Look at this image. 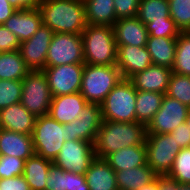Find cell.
<instances>
[{
    "label": "cell",
    "instance_id": "f1b7e54d",
    "mask_svg": "<svg viewBox=\"0 0 190 190\" xmlns=\"http://www.w3.org/2000/svg\"><path fill=\"white\" fill-rule=\"evenodd\" d=\"M29 72L18 50L0 52V79L22 80Z\"/></svg>",
    "mask_w": 190,
    "mask_h": 190
},
{
    "label": "cell",
    "instance_id": "52a82bcc",
    "mask_svg": "<svg viewBox=\"0 0 190 190\" xmlns=\"http://www.w3.org/2000/svg\"><path fill=\"white\" fill-rule=\"evenodd\" d=\"M52 95L43 71H30L22 79L20 103L35 117L48 115Z\"/></svg>",
    "mask_w": 190,
    "mask_h": 190
},
{
    "label": "cell",
    "instance_id": "5b68a950",
    "mask_svg": "<svg viewBox=\"0 0 190 190\" xmlns=\"http://www.w3.org/2000/svg\"><path fill=\"white\" fill-rule=\"evenodd\" d=\"M31 136L35 154L53 162L66 141V124L49 115L36 117Z\"/></svg>",
    "mask_w": 190,
    "mask_h": 190
},
{
    "label": "cell",
    "instance_id": "7402d4cb",
    "mask_svg": "<svg viewBox=\"0 0 190 190\" xmlns=\"http://www.w3.org/2000/svg\"><path fill=\"white\" fill-rule=\"evenodd\" d=\"M90 190H118L116 173L105 159L96 157L85 172Z\"/></svg>",
    "mask_w": 190,
    "mask_h": 190
},
{
    "label": "cell",
    "instance_id": "f35d334b",
    "mask_svg": "<svg viewBox=\"0 0 190 190\" xmlns=\"http://www.w3.org/2000/svg\"><path fill=\"white\" fill-rule=\"evenodd\" d=\"M140 0H113L116 18L136 17Z\"/></svg>",
    "mask_w": 190,
    "mask_h": 190
},
{
    "label": "cell",
    "instance_id": "4316f807",
    "mask_svg": "<svg viewBox=\"0 0 190 190\" xmlns=\"http://www.w3.org/2000/svg\"><path fill=\"white\" fill-rule=\"evenodd\" d=\"M163 96V93L136 90V122L147 127L160 109Z\"/></svg>",
    "mask_w": 190,
    "mask_h": 190
},
{
    "label": "cell",
    "instance_id": "8fae6325",
    "mask_svg": "<svg viewBox=\"0 0 190 190\" xmlns=\"http://www.w3.org/2000/svg\"><path fill=\"white\" fill-rule=\"evenodd\" d=\"M85 63L66 64L56 67H45L52 97L80 92Z\"/></svg>",
    "mask_w": 190,
    "mask_h": 190
},
{
    "label": "cell",
    "instance_id": "44dd1931",
    "mask_svg": "<svg viewBox=\"0 0 190 190\" xmlns=\"http://www.w3.org/2000/svg\"><path fill=\"white\" fill-rule=\"evenodd\" d=\"M34 154L31 135L0 128V155L15 156L26 161Z\"/></svg>",
    "mask_w": 190,
    "mask_h": 190
},
{
    "label": "cell",
    "instance_id": "ac0fdd59",
    "mask_svg": "<svg viewBox=\"0 0 190 190\" xmlns=\"http://www.w3.org/2000/svg\"><path fill=\"white\" fill-rule=\"evenodd\" d=\"M3 25L22 43L31 38L42 25V16L38 8L17 10Z\"/></svg>",
    "mask_w": 190,
    "mask_h": 190
},
{
    "label": "cell",
    "instance_id": "4fadbf2b",
    "mask_svg": "<svg viewBox=\"0 0 190 190\" xmlns=\"http://www.w3.org/2000/svg\"><path fill=\"white\" fill-rule=\"evenodd\" d=\"M102 121L101 105L87 103L80 115L66 124V141L82 140L94 144Z\"/></svg>",
    "mask_w": 190,
    "mask_h": 190
},
{
    "label": "cell",
    "instance_id": "e0dca14e",
    "mask_svg": "<svg viewBox=\"0 0 190 190\" xmlns=\"http://www.w3.org/2000/svg\"><path fill=\"white\" fill-rule=\"evenodd\" d=\"M171 74L172 69L152 64L144 71L133 75L129 80L138 91L166 94Z\"/></svg>",
    "mask_w": 190,
    "mask_h": 190
},
{
    "label": "cell",
    "instance_id": "30bf717a",
    "mask_svg": "<svg viewBox=\"0 0 190 190\" xmlns=\"http://www.w3.org/2000/svg\"><path fill=\"white\" fill-rule=\"evenodd\" d=\"M95 158L94 144L82 140H69L64 142L52 163L64 171L85 174Z\"/></svg>",
    "mask_w": 190,
    "mask_h": 190
},
{
    "label": "cell",
    "instance_id": "cb8c5ba5",
    "mask_svg": "<svg viewBox=\"0 0 190 190\" xmlns=\"http://www.w3.org/2000/svg\"><path fill=\"white\" fill-rule=\"evenodd\" d=\"M146 47L154 65L172 69L176 54L177 37L148 36Z\"/></svg>",
    "mask_w": 190,
    "mask_h": 190
},
{
    "label": "cell",
    "instance_id": "8992f818",
    "mask_svg": "<svg viewBox=\"0 0 190 190\" xmlns=\"http://www.w3.org/2000/svg\"><path fill=\"white\" fill-rule=\"evenodd\" d=\"M102 119L136 122V89L129 79H121L100 104Z\"/></svg>",
    "mask_w": 190,
    "mask_h": 190
},
{
    "label": "cell",
    "instance_id": "f6af8a7d",
    "mask_svg": "<svg viewBox=\"0 0 190 190\" xmlns=\"http://www.w3.org/2000/svg\"><path fill=\"white\" fill-rule=\"evenodd\" d=\"M17 9L14 8L8 0H0V25L14 13Z\"/></svg>",
    "mask_w": 190,
    "mask_h": 190
},
{
    "label": "cell",
    "instance_id": "1f68e13d",
    "mask_svg": "<svg viewBox=\"0 0 190 190\" xmlns=\"http://www.w3.org/2000/svg\"><path fill=\"white\" fill-rule=\"evenodd\" d=\"M166 95L175 98L190 108V76L172 72Z\"/></svg>",
    "mask_w": 190,
    "mask_h": 190
},
{
    "label": "cell",
    "instance_id": "ee69618b",
    "mask_svg": "<svg viewBox=\"0 0 190 190\" xmlns=\"http://www.w3.org/2000/svg\"><path fill=\"white\" fill-rule=\"evenodd\" d=\"M17 10L37 9L42 0H8Z\"/></svg>",
    "mask_w": 190,
    "mask_h": 190
},
{
    "label": "cell",
    "instance_id": "d4e9b609",
    "mask_svg": "<svg viewBox=\"0 0 190 190\" xmlns=\"http://www.w3.org/2000/svg\"><path fill=\"white\" fill-rule=\"evenodd\" d=\"M118 190H138L150 184L157 178V174L149 165L115 171Z\"/></svg>",
    "mask_w": 190,
    "mask_h": 190
},
{
    "label": "cell",
    "instance_id": "7bdbcfd3",
    "mask_svg": "<svg viewBox=\"0 0 190 190\" xmlns=\"http://www.w3.org/2000/svg\"><path fill=\"white\" fill-rule=\"evenodd\" d=\"M67 190H90L86 182L85 174H76L68 171Z\"/></svg>",
    "mask_w": 190,
    "mask_h": 190
},
{
    "label": "cell",
    "instance_id": "9c48e42d",
    "mask_svg": "<svg viewBox=\"0 0 190 190\" xmlns=\"http://www.w3.org/2000/svg\"><path fill=\"white\" fill-rule=\"evenodd\" d=\"M84 63L81 34L53 33L45 67Z\"/></svg>",
    "mask_w": 190,
    "mask_h": 190
},
{
    "label": "cell",
    "instance_id": "836d02e7",
    "mask_svg": "<svg viewBox=\"0 0 190 190\" xmlns=\"http://www.w3.org/2000/svg\"><path fill=\"white\" fill-rule=\"evenodd\" d=\"M22 80L0 79V110L20 102Z\"/></svg>",
    "mask_w": 190,
    "mask_h": 190
},
{
    "label": "cell",
    "instance_id": "5bb4252c",
    "mask_svg": "<svg viewBox=\"0 0 190 190\" xmlns=\"http://www.w3.org/2000/svg\"><path fill=\"white\" fill-rule=\"evenodd\" d=\"M53 33L48 26L42 24L31 38L20 44L18 51L30 71H42L45 68Z\"/></svg>",
    "mask_w": 190,
    "mask_h": 190
},
{
    "label": "cell",
    "instance_id": "9a60e30c",
    "mask_svg": "<svg viewBox=\"0 0 190 190\" xmlns=\"http://www.w3.org/2000/svg\"><path fill=\"white\" fill-rule=\"evenodd\" d=\"M152 64L153 61L146 46L117 45L116 66L123 79H130Z\"/></svg>",
    "mask_w": 190,
    "mask_h": 190
},
{
    "label": "cell",
    "instance_id": "7dc6e473",
    "mask_svg": "<svg viewBox=\"0 0 190 190\" xmlns=\"http://www.w3.org/2000/svg\"><path fill=\"white\" fill-rule=\"evenodd\" d=\"M138 190H158V176L157 178L152 181L150 184H147L145 186H142Z\"/></svg>",
    "mask_w": 190,
    "mask_h": 190
},
{
    "label": "cell",
    "instance_id": "6da1fadb",
    "mask_svg": "<svg viewBox=\"0 0 190 190\" xmlns=\"http://www.w3.org/2000/svg\"><path fill=\"white\" fill-rule=\"evenodd\" d=\"M38 9L54 33L81 34L87 26L83 0H42Z\"/></svg>",
    "mask_w": 190,
    "mask_h": 190
},
{
    "label": "cell",
    "instance_id": "ba28073f",
    "mask_svg": "<svg viewBox=\"0 0 190 190\" xmlns=\"http://www.w3.org/2000/svg\"><path fill=\"white\" fill-rule=\"evenodd\" d=\"M145 146L147 165L158 176L168 175L173 167L176 155L182 149L169 133L147 134Z\"/></svg>",
    "mask_w": 190,
    "mask_h": 190
},
{
    "label": "cell",
    "instance_id": "3957f363",
    "mask_svg": "<svg viewBox=\"0 0 190 190\" xmlns=\"http://www.w3.org/2000/svg\"><path fill=\"white\" fill-rule=\"evenodd\" d=\"M81 36L85 64L116 65L117 44L113 27L87 24Z\"/></svg>",
    "mask_w": 190,
    "mask_h": 190
},
{
    "label": "cell",
    "instance_id": "ab89813d",
    "mask_svg": "<svg viewBox=\"0 0 190 190\" xmlns=\"http://www.w3.org/2000/svg\"><path fill=\"white\" fill-rule=\"evenodd\" d=\"M21 42L4 25H0V52H10L18 50Z\"/></svg>",
    "mask_w": 190,
    "mask_h": 190
},
{
    "label": "cell",
    "instance_id": "d6986e66",
    "mask_svg": "<svg viewBox=\"0 0 190 190\" xmlns=\"http://www.w3.org/2000/svg\"><path fill=\"white\" fill-rule=\"evenodd\" d=\"M117 45L146 46L148 32L146 25L137 17L118 19L113 25Z\"/></svg>",
    "mask_w": 190,
    "mask_h": 190
},
{
    "label": "cell",
    "instance_id": "4dcf8cb0",
    "mask_svg": "<svg viewBox=\"0 0 190 190\" xmlns=\"http://www.w3.org/2000/svg\"><path fill=\"white\" fill-rule=\"evenodd\" d=\"M172 72L190 76V31H181L177 37V47Z\"/></svg>",
    "mask_w": 190,
    "mask_h": 190
},
{
    "label": "cell",
    "instance_id": "83f0119b",
    "mask_svg": "<svg viewBox=\"0 0 190 190\" xmlns=\"http://www.w3.org/2000/svg\"><path fill=\"white\" fill-rule=\"evenodd\" d=\"M52 161L34 154L25 161L24 173L30 190H45V183Z\"/></svg>",
    "mask_w": 190,
    "mask_h": 190
},
{
    "label": "cell",
    "instance_id": "7c38bea8",
    "mask_svg": "<svg viewBox=\"0 0 190 190\" xmlns=\"http://www.w3.org/2000/svg\"><path fill=\"white\" fill-rule=\"evenodd\" d=\"M189 107L180 101L164 94L161 107L148 124L147 134H168L184 123Z\"/></svg>",
    "mask_w": 190,
    "mask_h": 190
},
{
    "label": "cell",
    "instance_id": "7a4b0ae2",
    "mask_svg": "<svg viewBox=\"0 0 190 190\" xmlns=\"http://www.w3.org/2000/svg\"><path fill=\"white\" fill-rule=\"evenodd\" d=\"M146 135L144 124L103 120L94 142L95 155L105 159L121 148L144 144Z\"/></svg>",
    "mask_w": 190,
    "mask_h": 190
},
{
    "label": "cell",
    "instance_id": "2e32d148",
    "mask_svg": "<svg viewBox=\"0 0 190 190\" xmlns=\"http://www.w3.org/2000/svg\"><path fill=\"white\" fill-rule=\"evenodd\" d=\"M87 103L81 92L54 96L48 115L64 125L76 119Z\"/></svg>",
    "mask_w": 190,
    "mask_h": 190
},
{
    "label": "cell",
    "instance_id": "681fc988",
    "mask_svg": "<svg viewBox=\"0 0 190 190\" xmlns=\"http://www.w3.org/2000/svg\"><path fill=\"white\" fill-rule=\"evenodd\" d=\"M185 122H186L187 126L190 127V109H189V112H188V115H187Z\"/></svg>",
    "mask_w": 190,
    "mask_h": 190
},
{
    "label": "cell",
    "instance_id": "c3c4849f",
    "mask_svg": "<svg viewBox=\"0 0 190 190\" xmlns=\"http://www.w3.org/2000/svg\"><path fill=\"white\" fill-rule=\"evenodd\" d=\"M175 190H190V184H181Z\"/></svg>",
    "mask_w": 190,
    "mask_h": 190
},
{
    "label": "cell",
    "instance_id": "8d00e7d4",
    "mask_svg": "<svg viewBox=\"0 0 190 190\" xmlns=\"http://www.w3.org/2000/svg\"><path fill=\"white\" fill-rule=\"evenodd\" d=\"M25 160L15 156L0 155V179L23 175Z\"/></svg>",
    "mask_w": 190,
    "mask_h": 190
},
{
    "label": "cell",
    "instance_id": "b9f144b4",
    "mask_svg": "<svg viewBox=\"0 0 190 190\" xmlns=\"http://www.w3.org/2000/svg\"><path fill=\"white\" fill-rule=\"evenodd\" d=\"M169 134L181 148L190 147V127L187 126L186 122L177 126L176 129Z\"/></svg>",
    "mask_w": 190,
    "mask_h": 190
},
{
    "label": "cell",
    "instance_id": "484cf974",
    "mask_svg": "<svg viewBox=\"0 0 190 190\" xmlns=\"http://www.w3.org/2000/svg\"><path fill=\"white\" fill-rule=\"evenodd\" d=\"M83 1L87 24L113 27L117 21L113 0Z\"/></svg>",
    "mask_w": 190,
    "mask_h": 190
},
{
    "label": "cell",
    "instance_id": "ffe728a7",
    "mask_svg": "<svg viewBox=\"0 0 190 190\" xmlns=\"http://www.w3.org/2000/svg\"><path fill=\"white\" fill-rule=\"evenodd\" d=\"M36 117L20 102L0 110V128L31 135Z\"/></svg>",
    "mask_w": 190,
    "mask_h": 190
},
{
    "label": "cell",
    "instance_id": "60d3db41",
    "mask_svg": "<svg viewBox=\"0 0 190 190\" xmlns=\"http://www.w3.org/2000/svg\"><path fill=\"white\" fill-rule=\"evenodd\" d=\"M0 190H30L23 175L0 179Z\"/></svg>",
    "mask_w": 190,
    "mask_h": 190
},
{
    "label": "cell",
    "instance_id": "74e56055",
    "mask_svg": "<svg viewBox=\"0 0 190 190\" xmlns=\"http://www.w3.org/2000/svg\"><path fill=\"white\" fill-rule=\"evenodd\" d=\"M67 189H68V171H64L55 164H52L46 178L45 190H67Z\"/></svg>",
    "mask_w": 190,
    "mask_h": 190
},
{
    "label": "cell",
    "instance_id": "277c9868",
    "mask_svg": "<svg viewBox=\"0 0 190 190\" xmlns=\"http://www.w3.org/2000/svg\"><path fill=\"white\" fill-rule=\"evenodd\" d=\"M122 79L116 65L85 64L81 81V95L88 103L101 104Z\"/></svg>",
    "mask_w": 190,
    "mask_h": 190
},
{
    "label": "cell",
    "instance_id": "f546056e",
    "mask_svg": "<svg viewBox=\"0 0 190 190\" xmlns=\"http://www.w3.org/2000/svg\"><path fill=\"white\" fill-rule=\"evenodd\" d=\"M143 24L170 18L168 0H140L136 16Z\"/></svg>",
    "mask_w": 190,
    "mask_h": 190
},
{
    "label": "cell",
    "instance_id": "d6a6232c",
    "mask_svg": "<svg viewBox=\"0 0 190 190\" xmlns=\"http://www.w3.org/2000/svg\"><path fill=\"white\" fill-rule=\"evenodd\" d=\"M167 176L181 184H190V147L179 151Z\"/></svg>",
    "mask_w": 190,
    "mask_h": 190
},
{
    "label": "cell",
    "instance_id": "603a6c76",
    "mask_svg": "<svg viewBox=\"0 0 190 190\" xmlns=\"http://www.w3.org/2000/svg\"><path fill=\"white\" fill-rule=\"evenodd\" d=\"M146 146L144 144L121 148L109 154L105 160L114 169L122 171L147 164Z\"/></svg>",
    "mask_w": 190,
    "mask_h": 190
},
{
    "label": "cell",
    "instance_id": "bcb514c9",
    "mask_svg": "<svg viewBox=\"0 0 190 190\" xmlns=\"http://www.w3.org/2000/svg\"><path fill=\"white\" fill-rule=\"evenodd\" d=\"M179 185V182L169 178L167 175L158 176V190H175Z\"/></svg>",
    "mask_w": 190,
    "mask_h": 190
},
{
    "label": "cell",
    "instance_id": "d590c367",
    "mask_svg": "<svg viewBox=\"0 0 190 190\" xmlns=\"http://www.w3.org/2000/svg\"><path fill=\"white\" fill-rule=\"evenodd\" d=\"M146 29L149 36L154 37H178L181 32L171 17L167 20L149 22Z\"/></svg>",
    "mask_w": 190,
    "mask_h": 190
},
{
    "label": "cell",
    "instance_id": "e575fe53",
    "mask_svg": "<svg viewBox=\"0 0 190 190\" xmlns=\"http://www.w3.org/2000/svg\"><path fill=\"white\" fill-rule=\"evenodd\" d=\"M170 17L180 31H190V0H168Z\"/></svg>",
    "mask_w": 190,
    "mask_h": 190
}]
</instances>
